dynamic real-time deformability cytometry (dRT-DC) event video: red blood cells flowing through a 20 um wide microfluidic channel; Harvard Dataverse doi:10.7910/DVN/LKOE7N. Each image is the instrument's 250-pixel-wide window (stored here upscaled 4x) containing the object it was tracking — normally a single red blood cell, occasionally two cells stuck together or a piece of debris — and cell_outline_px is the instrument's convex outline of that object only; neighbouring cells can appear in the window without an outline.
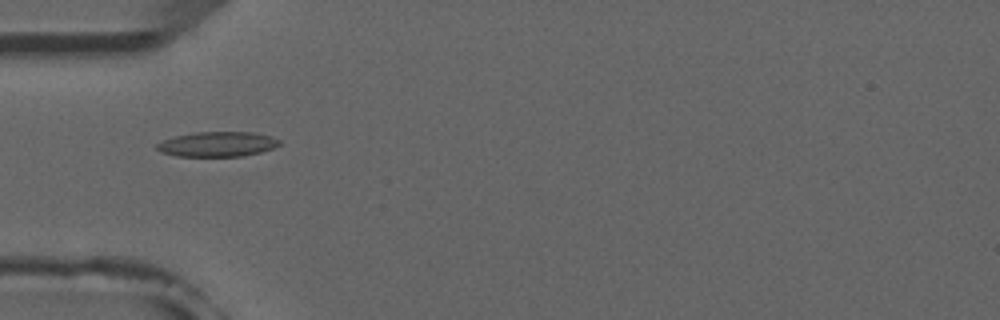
{"species": "common noctule bat (a hibernating species)", "species_latin": "Nyctalus noctula", "temperature_condition": "room temperature", "stored_images_in_passage": 5, "camera_frame_rate_fps": 3000, "um_per_image_px": 0.085, "animal": {"sex": "male", "forearm_length_mm": 52.5}, "frame": {"image": 1, "passage_image": 4, "time_ms": 3.667, "image_size_px": [1000, 320], "cell_outline_px": [[280, 144], [272, 148], [260, 152], [240, 156], [176, 156], [160, 152], [156, 148], [156, 144], [164, 140], [176, 136], [196, 132], [252, 132], [268, 136], [280, 140]], "centroid_in_image_um": [18.45, 12.25], "position_along_channel_um": 66.6, "area_um2": 17.57}}
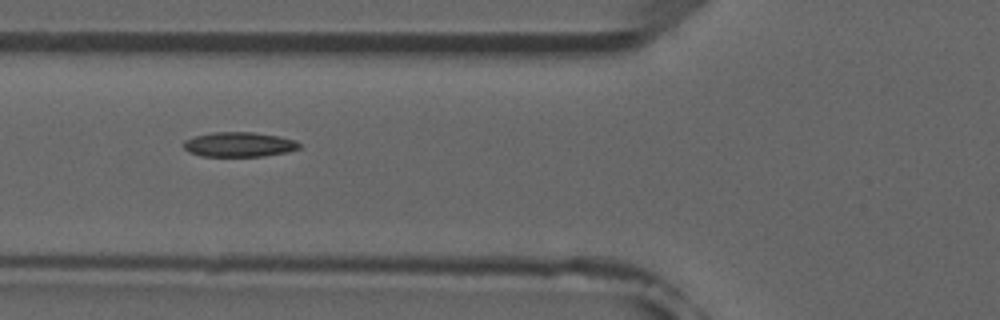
{"frame": {"image": 2, "passage_image": 5, "time_ms": 4.667, "image_size_px": [1000, 320], "cell_outline_px": [[300, 148], [288, 152], [264, 156], [200, 156], [188, 152], [184, 148], [184, 140], [196, 136], [212, 132], [252, 132], [276, 136], [296, 140], [300, 144]], "centroid_in_image_um": [20.32, 12.28], "position_along_channel_um": 105.5, "area_um2": 16.65}}